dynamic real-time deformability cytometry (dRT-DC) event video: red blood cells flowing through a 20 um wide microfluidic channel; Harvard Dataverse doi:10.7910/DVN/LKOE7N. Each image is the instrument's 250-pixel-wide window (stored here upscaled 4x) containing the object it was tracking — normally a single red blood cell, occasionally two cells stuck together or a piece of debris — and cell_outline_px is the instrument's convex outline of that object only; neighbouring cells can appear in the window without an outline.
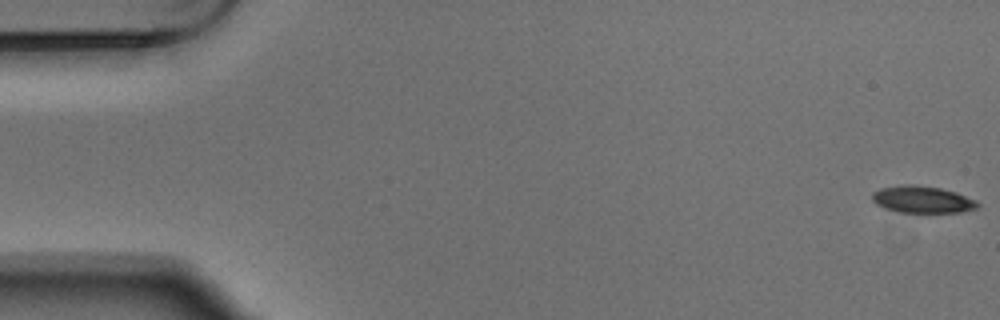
{"species": "Egyptian fruit bat (a non-hibernating species)", "species_latin": "Rousettus aegyptiacus", "temperature_condition": "warm", "stored_images_in_passage": 5, "camera_frame_rate_fps": 3000, "um_per_image_px": 0.085, "animal": {"sex": "male"}, "frame": {"image": 1, "passage_image": 1, "time_ms": 0.0, "image_size_px": [1000, 320], "cell_outline_px": [[980, 204], [976, 208], [960, 212], [896, 212], [884, 208], [876, 204], [872, 200], [872, 192], [880, 188], [904, 184], [908, 184], [940, 188], [956, 192], [976, 200]], "centroid_in_image_um": [78.37, 16.95], "position_along_channel_um": 6.6, "area_um2": 16.53}}
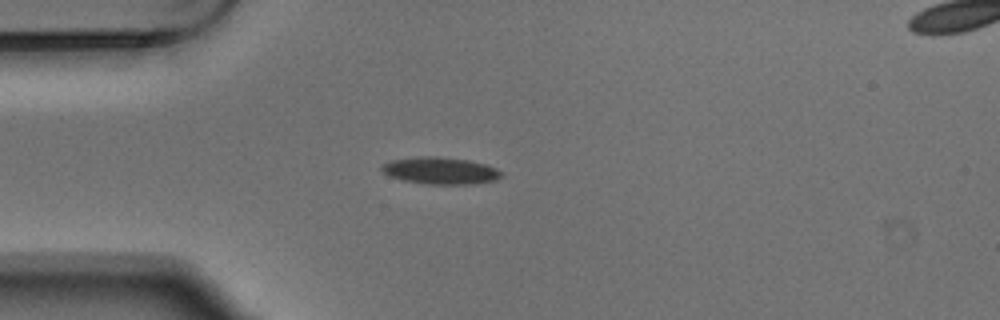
{"frame": {"image": 2, "passage_image": 4, "time_ms": 1.0, "image_size_px": [1000, 320], "cell_outline_px": [[504, 176], [496, 180], [472, 184], [428, 184], [404, 180], [388, 176], [380, 168], [380, 164], [392, 160], [416, 156], [436, 156], [468, 160], [484, 164], [496, 168], [504, 172]], "centroid_in_image_um": [37.44, 14.5], "position_along_channel_um": 47.6, "area_um2": 18.96}}